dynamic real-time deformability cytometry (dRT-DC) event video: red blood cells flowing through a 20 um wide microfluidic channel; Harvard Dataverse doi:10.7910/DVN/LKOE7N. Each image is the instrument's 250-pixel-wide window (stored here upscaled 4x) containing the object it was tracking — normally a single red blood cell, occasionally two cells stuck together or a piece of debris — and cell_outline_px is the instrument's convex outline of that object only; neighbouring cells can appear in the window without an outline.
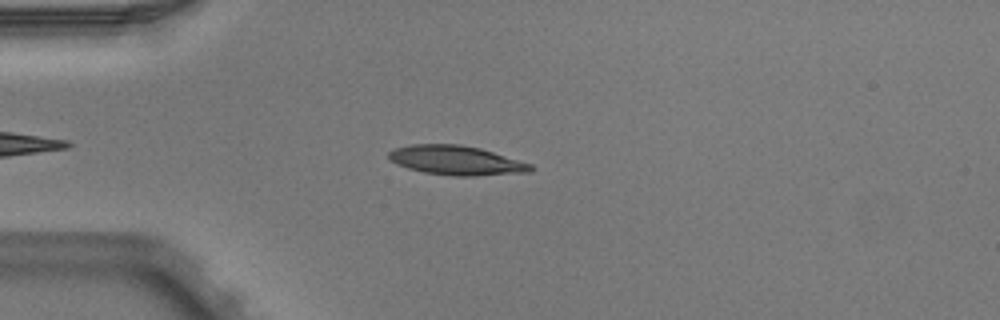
{"species": "Egyptian fruit bat (a non-hibernating species)", "species_latin": "Rousettus aegyptiacus", "temperature_condition": "warm", "stored_images_in_passage": 3, "camera_frame_rate_fps": 3000, "um_per_image_px": 0.085, "animal": {"sex": "male"}, "frame": {"image": 1, "passage_image": 3, "time_ms": 0.667, "image_size_px": [1000, 320], "cell_outline_px": [[536, 168], [532, 172], [476, 176], [452, 176], [424, 172], [408, 168], [396, 164], [388, 160], [388, 152], [396, 148], [412, 144], [460, 144], [480, 148], [532, 164]], "centroid_in_image_um": [38.8, 13.64], "position_along_channel_um": 46.2, "area_um2": 24.45}}